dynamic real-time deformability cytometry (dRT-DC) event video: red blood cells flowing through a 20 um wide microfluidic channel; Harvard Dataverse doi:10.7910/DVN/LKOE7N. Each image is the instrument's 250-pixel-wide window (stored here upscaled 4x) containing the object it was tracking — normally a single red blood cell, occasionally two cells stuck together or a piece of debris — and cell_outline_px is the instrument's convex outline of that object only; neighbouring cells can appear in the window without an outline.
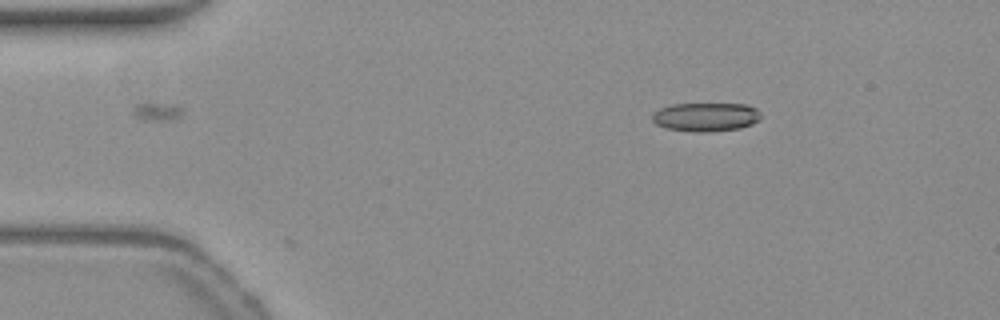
{"species": "common noctule bat (a hibernating species)", "species_latin": "Nyctalus noctula", "temperature_condition": "warm", "stored_images_in_passage": 15, "camera_frame_rate_fps": 3000, "um_per_image_px": 0.085, "animal": {"sex": "female", "body_mass_g": 19.3, "forearm_length_mm": 54.1}, "frame": {"image": 1, "passage_image": 1, "time_ms": 0.0, "image_size_px": [1000, 320], "cell_outline_px": [[760, 120], [752, 124], [740, 128], [704, 132], [696, 132], [668, 128], [656, 124], [652, 120], [652, 112], [660, 108], [672, 104], [748, 104], [756, 108], [760, 112]], "centroid_in_image_um": [60.0, 9.93], "position_along_channel_um": 25.0, "area_um2": 18.21}}